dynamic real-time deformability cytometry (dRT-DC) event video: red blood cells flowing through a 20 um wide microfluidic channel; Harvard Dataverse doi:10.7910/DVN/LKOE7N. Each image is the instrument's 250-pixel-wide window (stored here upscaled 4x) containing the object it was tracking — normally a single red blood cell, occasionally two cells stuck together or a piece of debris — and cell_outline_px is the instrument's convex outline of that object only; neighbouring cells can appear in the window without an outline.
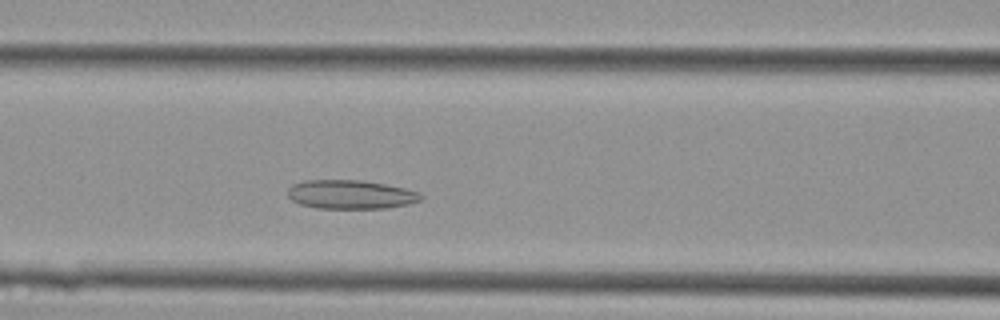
{"species": "Egyptian fruit bat (a non-hibernating species)", "species_latin": "Rousettus aegyptiacus", "temperature_condition": "cold", "stored_images_in_passage": 33, "segment_of_instrument_passage": [1, 2], "camera_frame_rate_fps": 3000, "um_per_image_px": 0.085, "animal": {"sex": "female"}, "frame": {"image": 1, "passage_image": 11, "time_ms": 3.333, "image_size_px": [1000, 320], "cell_outline_px": [[424, 196], [420, 200], [408, 204], [384, 208], [316, 208], [300, 204], [292, 200], [288, 196], [288, 188], [292, 184], [304, 180], [364, 180], [404, 188], [420, 192]], "centroid_in_image_um": [29.79, 16.52], "position_along_channel_um": 136.8, "area_um2": 22.43}}
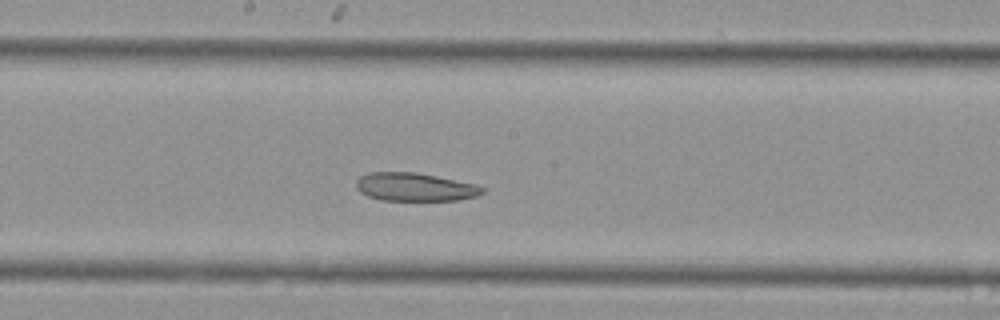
{"frame": {"image": 2, "passage_image": 16, "time_ms": 5.0, "image_size_px": [1000, 320], "cell_outline_px": [[484, 192], [476, 196], [460, 200], [380, 200], [368, 196], [360, 192], [356, 188], [356, 180], [360, 176], [368, 172], [416, 172], [476, 184], [484, 188]], "centroid_in_image_um": [35.24, 15.89], "position_along_channel_um": 213.0, "area_um2": 20.81}}
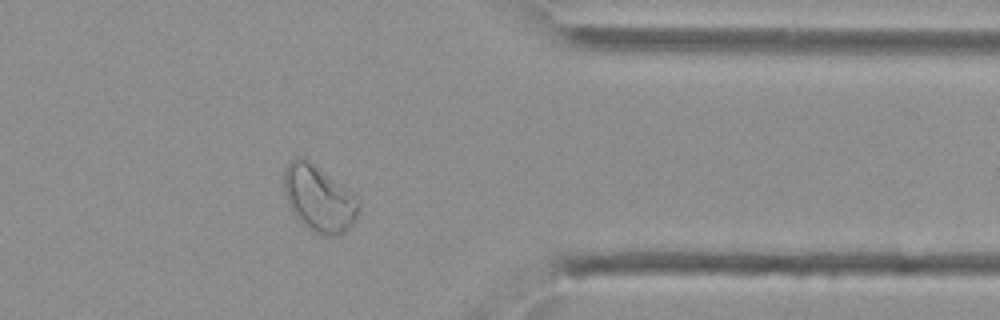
{"frame": {"image": 3, "passage_image": 28, "time_ms": 9.0, "image_size_px": [1000, 320], "cell_outline_px": [[360, 208], [356, 216], [348, 228], [344, 232], [332, 236], [324, 236], [312, 232], [296, 216], [288, 204], [284, 192], [284, 168], [296, 156], [304, 156], [348, 188], [360, 200]], "centroid_in_image_um": [27.11, 16.84], "position_along_channel_um": 384.3, "area_um2": 29.02}}